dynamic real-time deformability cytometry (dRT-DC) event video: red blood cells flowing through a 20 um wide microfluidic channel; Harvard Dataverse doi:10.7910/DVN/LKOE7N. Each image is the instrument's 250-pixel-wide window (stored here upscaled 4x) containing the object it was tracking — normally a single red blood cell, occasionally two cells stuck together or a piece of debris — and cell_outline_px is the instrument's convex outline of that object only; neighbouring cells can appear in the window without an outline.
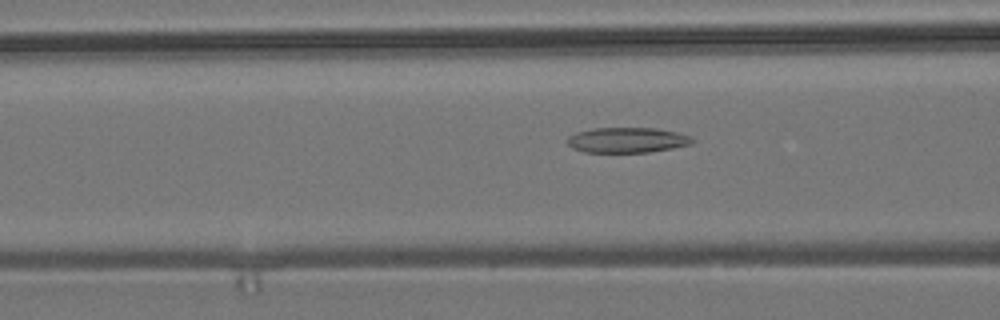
{"species": "common noctule bat (a hibernating species)", "species_latin": "Nyctalus noctula", "temperature_condition": "room temperature", "stored_images_in_passage": 53, "camera_frame_rate_fps": 3000, "um_per_image_px": 0.085, "animal": {"sex": "male", "body_mass_g": 19.2, "forearm_length_mm": 51.8}, "frame": {"image": 1, "passage_image": 19, "time_ms": 6.0, "image_size_px": [1000, 320], "cell_outline_px": [[696, 140], [692, 144], [672, 148], [648, 152], [584, 152], [572, 148], [568, 144], [568, 136], [576, 132], [596, 128], [656, 128], [676, 132], [692, 136]], "centroid_in_image_um": [53.34, 11.9], "position_along_channel_um": 113.3, "area_um2": 18.44}}
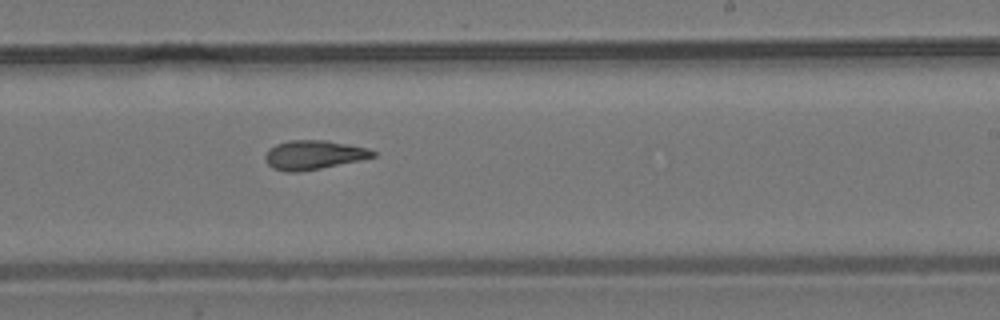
{"frame": {"image": 2, "passage_image": 31, "time_ms": 10.0, "image_size_px": [1000, 320], "cell_outline_px": [[376, 156], [360, 160], [300, 172], [284, 172], [272, 168], [264, 160], [264, 156], [276, 144], [288, 140], [324, 140], [348, 144], [368, 148], [376, 152]], "centroid_in_image_um": [26.65, 13.17], "position_along_channel_um": 262.4, "area_um2": 18.21}}
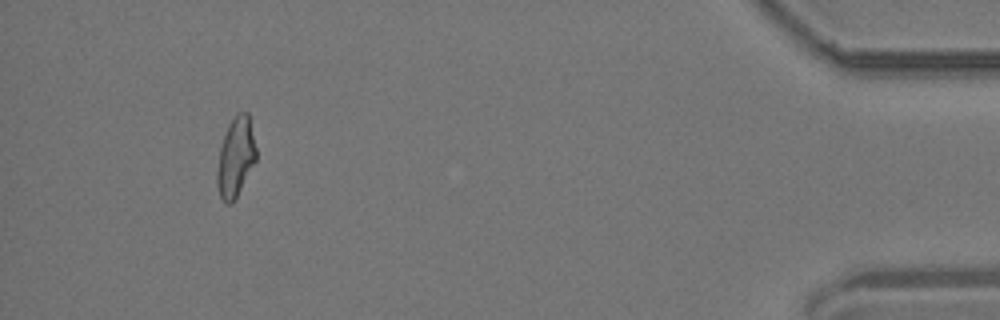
{"frame": {"image": 3, "passage_image": 49, "time_ms": 16.0, "image_size_px": [1000, 320], "cell_outline_px": [[256, 160], [232, 204], [224, 204], [220, 196], [216, 184], [216, 172], [220, 148], [228, 124], [236, 112], [248, 112], [256, 148]], "centroid_in_image_um": [20.01, 13.36], "position_along_channel_um": 415.2, "area_um2": 18.09}, "authors_computed_cell_mechanics": {"area_um2": 18.4382, "velocity_mm_per_s": 3.7288, "shape_relaxation_time_tau1_ms": null, "shape_relaxation_time_tau2_ms": 5.7463, "deformation_change_tau1": null, "deformation_change_tau2": 0.1611}}